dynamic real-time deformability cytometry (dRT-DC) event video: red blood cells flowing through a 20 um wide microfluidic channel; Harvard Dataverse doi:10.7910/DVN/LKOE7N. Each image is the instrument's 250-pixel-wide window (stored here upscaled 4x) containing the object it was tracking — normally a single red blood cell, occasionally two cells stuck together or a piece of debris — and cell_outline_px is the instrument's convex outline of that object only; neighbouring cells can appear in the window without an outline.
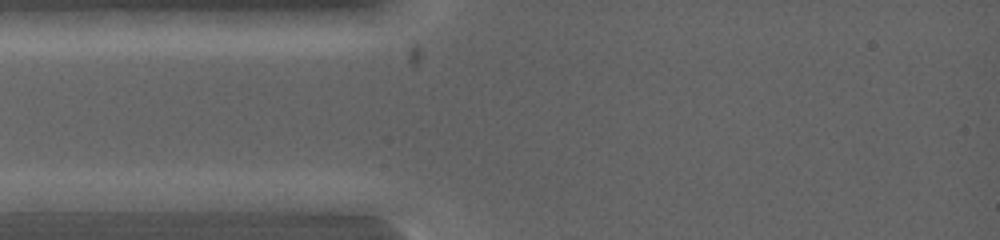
{"species": "common noctule bat (a hibernating species)", "species_latin": "Nyctalus noctula", "temperature_condition": "warm", "stored_images_in_passage": 2, "camera_frame_rate_fps": 5000, "um_per_image_px": 0.085, "animal": {"sex": "female", "body_mass_g": 19.0, "forearm_length_mm": 53.3}, "frame": {"image": 1, "passage_image": 1, "time_ms": 0.0, "image_size_px": [1000, 240], "cell_outline_px": [[124, 200], [116, 212], [16, 212], [12, 200], [20, 192], [64, 188], [100, 192]], "centroid_in_image_um": [5.58, 17.12], "position_along_channel_um": 79.4, "area_um2": 15.9}}